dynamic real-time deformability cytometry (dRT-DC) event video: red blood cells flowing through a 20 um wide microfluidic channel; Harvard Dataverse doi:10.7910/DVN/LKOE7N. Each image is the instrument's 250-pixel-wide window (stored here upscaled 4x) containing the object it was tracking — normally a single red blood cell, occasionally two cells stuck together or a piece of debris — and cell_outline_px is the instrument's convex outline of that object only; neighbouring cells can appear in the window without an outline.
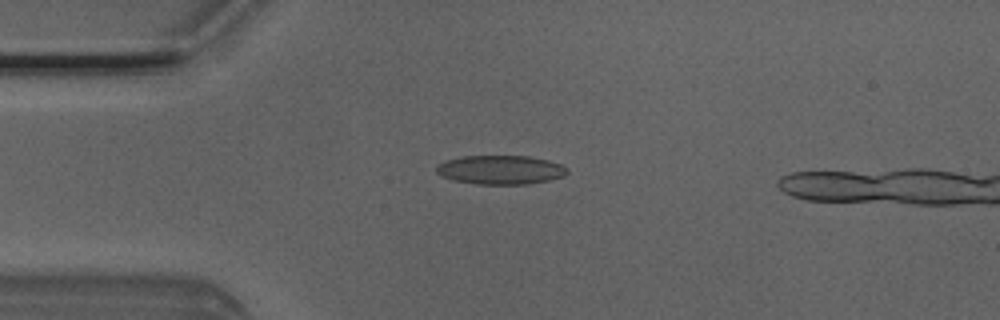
{"species": "Egyptian fruit bat (a non-hibernating species)", "species_latin": "Rousettus aegyptiacus", "temperature_condition": "room temperature", "stored_images_in_passage": 5, "camera_frame_rate_fps": 3000, "um_per_image_px": 0.085, "animal": {"sex": "male"}, "frame": {"image": 1, "passage_image": 3, "time_ms": 0.667, "image_size_px": [1000, 320], "cell_outline_px": [[568, 172], [564, 176], [548, 180], [528, 184], [476, 184], [452, 180], [440, 176], [436, 172], [436, 164], [444, 160], [460, 156], [528, 156], [548, 160], [560, 164], [568, 168]], "centroid_in_image_um": [42.49, 14.43], "position_along_channel_um": 42.5, "area_um2": 22.31}}